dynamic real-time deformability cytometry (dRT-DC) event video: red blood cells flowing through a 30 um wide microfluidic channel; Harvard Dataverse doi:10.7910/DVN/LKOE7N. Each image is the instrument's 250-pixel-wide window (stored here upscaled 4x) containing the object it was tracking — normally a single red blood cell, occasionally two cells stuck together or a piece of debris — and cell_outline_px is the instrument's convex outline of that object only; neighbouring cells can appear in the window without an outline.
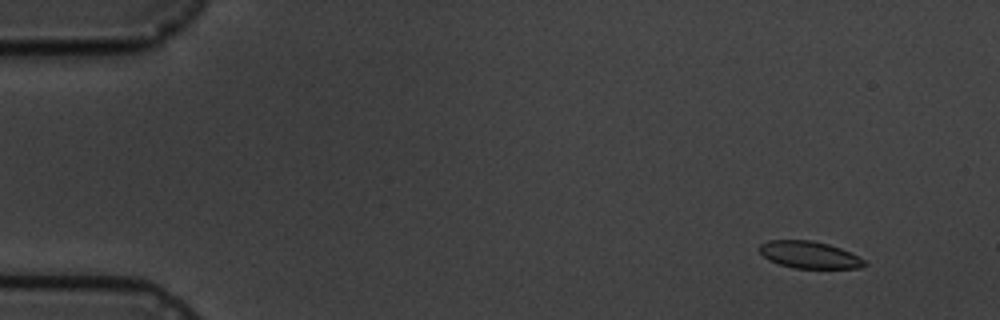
{"species": "common noctule bat (a hibernating species)", "species_latin": "Nyctalus noctula", "temperature_condition": "cold", "stored_images_in_passage": 6, "camera_frame_rate_fps": 3000, "um_per_image_px": 0.085, "animal": {"sex": "male", "body_mass_g": 19.5, "forearm_length_mm": 54.6}, "frame": {"image": 1, "passage_image": 1, "time_ms": 0.0, "image_size_px": [1000, 320], "cell_outline_px": [[868, 264], [860, 268], [796, 268], [780, 264], [768, 260], [756, 248], [760, 244], [768, 240], [812, 240], [828, 244], [840, 248], [864, 260]], "centroid_in_image_um": [68.75, 21.65], "position_along_channel_um": 16.3, "area_um2": 16.47}}
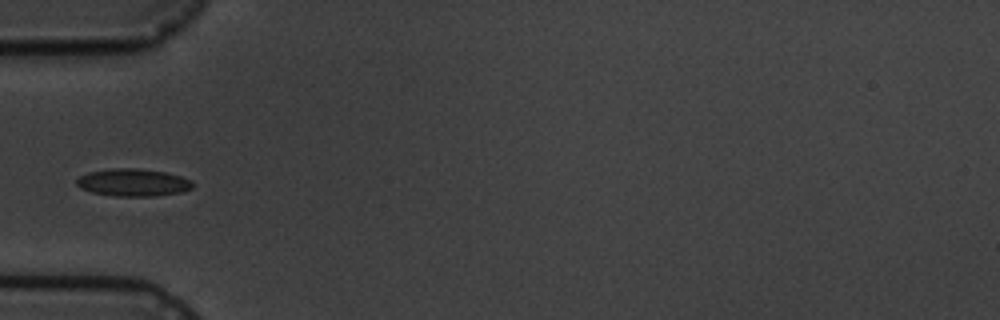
{"frame": {"image": 2, "passage_image": 5, "time_ms": 4.667, "image_size_px": [1000, 320], "cell_outline_px": [[192, 188], [180, 192], [156, 196], [116, 196], [92, 192], [80, 188], [76, 184], [76, 180], [80, 176], [88, 172], [112, 168], [140, 168], [168, 172], [192, 180]], "centroid_in_image_um": [11.31, 15.5], "position_along_channel_um": 73.7, "area_um2": 18.67}}
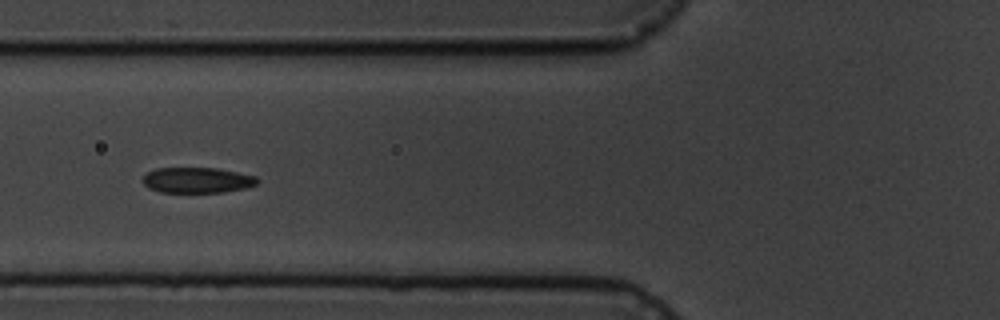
{"frame": {"image": 3, "passage_image": 6, "time_ms": 5.667, "image_size_px": [1000, 320], "cell_outline_px": [[260, 180], [256, 184], [244, 188], [224, 192], [160, 192], [148, 188], [144, 184], [144, 176], [148, 172], [156, 168], [216, 168], [256, 176]], "centroid_in_image_um": [16.76, 15.31], "position_along_channel_um": 109.0, "area_um2": 16.94}}